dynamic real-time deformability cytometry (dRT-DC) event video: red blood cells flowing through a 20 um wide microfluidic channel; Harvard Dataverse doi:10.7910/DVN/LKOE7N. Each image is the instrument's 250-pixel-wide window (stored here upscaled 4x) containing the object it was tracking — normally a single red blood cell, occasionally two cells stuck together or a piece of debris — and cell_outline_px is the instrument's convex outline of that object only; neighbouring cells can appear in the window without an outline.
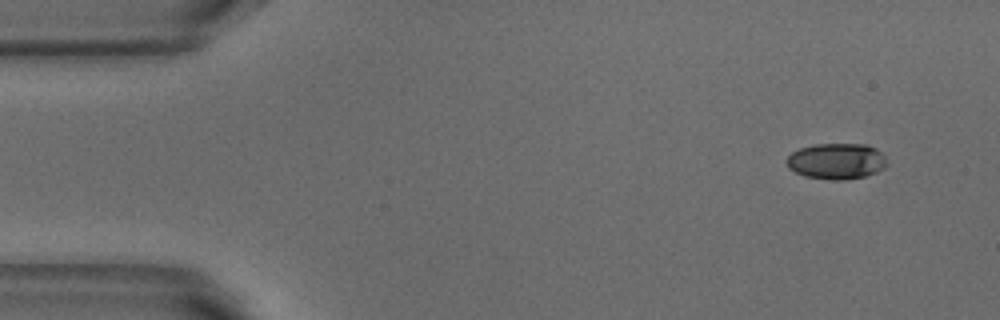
{"species": "common noctule bat (a hibernating species)", "species_latin": "Nyctalus noctula", "temperature_condition": "warm", "stored_images_in_passage": 4, "camera_frame_rate_fps": 3000, "um_per_image_px": 0.085, "animal": {"sex": "male", "body_mass_g": 18.8}, "frame": {"image": 1, "passage_image": 1, "time_ms": 0.0, "image_size_px": [1000, 320], "cell_outline_px": [[888, 164], [884, 168], [876, 172], [864, 176], [848, 180], [832, 180], [804, 176], [788, 168], [784, 160], [792, 152], [800, 148], [816, 144], [868, 144], [876, 148], [884, 156]], "centroid_in_image_um": [71.09, 13.7], "position_along_channel_um": 13.9, "area_um2": 21.21}}
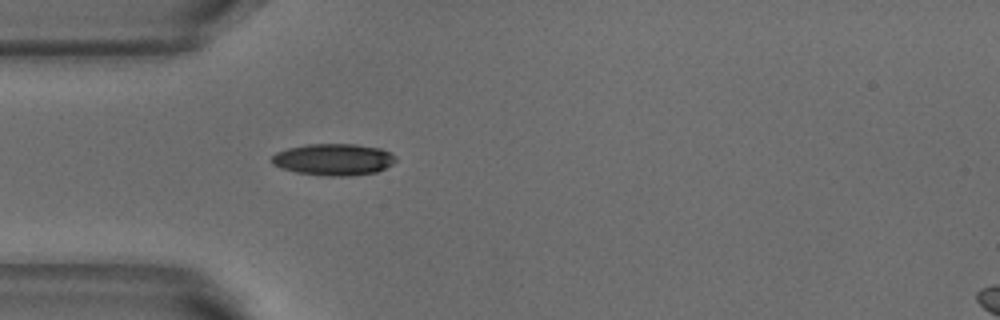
{"frame": {"image": 2, "passage_image": 4, "time_ms": 1.0, "image_size_px": [1000, 320], "cell_outline_px": [[396, 160], [392, 164], [376, 172], [352, 176], [324, 176], [296, 172], [280, 168], [272, 164], [272, 156], [276, 152], [288, 148], [308, 144], [356, 144], [380, 148], [392, 152], [396, 156]], "centroid_in_image_um": [28.36, 13.56], "position_along_channel_um": 56.6, "area_um2": 23.06}}